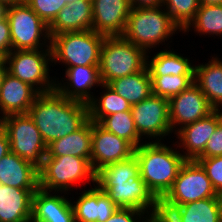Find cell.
<instances>
[{
  "mask_svg": "<svg viewBox=\"0 0 222 222\" xmlns=\"http://www.w3.org/2000/svg\"><path fill=\"white\" fill-rule=\"evenodd\" d=\"M28 115L46 145L80 129L89 120L87 103L72 100L56 90L39 93Z\"/></svg>",
  "mask_w": 222,
  "mask_h": 222,
  "instance_id": "1",
  "label": "cell"
},
{
  "mask_svg": "<svg viewBox=\"0 0 222 222\" xmlns=\"http://www.w3.org/2000/svg\"><path fill=\"white\" fill-rule=\"evenodd\" d=\"M176 150L161 142L145 141L134 151L140 166V176L159 201L172 188L186 161L182 153Z\"/></svg>",
  "mask_w": 222,
  "mask_h": 222,
  "instance_id": "2",
  "label": "cell"
},
{
  "mask_svg": "<svg viewBox=\"0 0 222 222\" xmlns=\"http://www.w3.org/2000/svg\"><path fill=\"white\" fill-rule=\"evenodd\" d=\"M161 6L131 8L123 34L124 39L144 49L156 48L181 31L168 12ZM160 43V44H159Z\"/></svg>",
  "mask_w": 222,
  "mask_h": 222,
  "instance_id": "3",
  "label": "cell"
},
{
  "mask_svg": "<svg viewBox=\"0 0 222 222\" xmlns=\"http://www.w3.org/2000/svg\"><path fill=\"white\" fill-rule=\"evenodd\" d=\"M147 52L122 36H105L100 52L99 70L103 84L142 71Z\"/></svg>",
  "mask_w": 222,
  "mask_h": 222,
  "instance_id": "4",
  "label": "cell"
},
{
  "mask_svg": "<svg viewBox=\"0 0 222 222\" xmlns=\"http://www.w3.org/2000/svg\"><path fill=\"white\" fill-rule=\"evenodd\" d=\"M84 180L96 183V172L91 160L87 158L72 155L45 156L39 168V188L54 191L53 194H67L74 184L78 185Z\"/></svg>",
  "mask_w": 222,
  "mask_h": 222,
  "instance_id": "5",
  "label": "cell"
},
{
  "mask_svg": "<svg viewBox=\"0 0 222 222\" xmlns=\"http://www.w3.org/2000/svg\"><path fill=\"white\" fill-rule=\"evenodd\" d=\"M104 35L94 30L66 32L50 36L52 63L62 62L65 68L99 66Z\"/></svg>",
  "mask_w": 222,
  "mask_h": 222,
  "instance_id": "6",
  "label": "cell"
},
{
  "mask_svg": "<svg viewBox=\"0 0 222 222\" xmlns=\"http://www.w3.org/2000/svg\"><path fill=\"white\" fill-rule=\"evenodd\" d=\"M4 59L6 71L29 84L38 93L55 90L56 79L50 77L48 66L52 62L51 48L12 50Z\"/></svg>",
  "mask_w": 222,
  "mask_h": 222,
  "instance_id": "7",
  "label": "cell"
},
{
  "mask_svg": "<svg viewBox=\"0 0 222 222\" xmlns=\"http://www.w3.org/2000/svg\"><path fill=\"white\" fill-rule=\"evenodd\" d=\"M6 17L10 25L11 51L50 48L48 25L25 1L7 7Z\"/></svg>",
  "mask_w": 222,
  "mask_h": 222,
  "instance_id": "8",
  "label": "cell"
},
{
  "mask_svg": "<svg viewBox=\"0 0 222 222\" xmlns=\"http://www.w3.org/2000/svg\"><path fill=\"white\" fill-rule=\"evenodd\" d=\"M210 197L222 196L214 190L203 167L196 160H186L172 188L160 200V208H174Z\"/></svg>",
  "mask_w": 222,
  "mask_h": 222,
  "instance_id": "9",
  "label": "cell"
},
{
  "mask_svg": "<svg viewBox=\"0 0 222 222\" xmlns=\"http://www.w3.org/2000/svg\"><path fill=\"white\" fill-rule=\"evenodd\" d=\"M2 127L9 138L10 152L40 168L47 153V145L28 113L5 116Z\"/></svg>",
  "mask_w": 222,
  "mask_h": 222,
  "instance_id": "10",
  "label": "cell"
},
{
  "mask_svg": "<svg viewBox=\"0 0 222 222\" xmlns=\"http://www.w3.org/2000/svg\"><path fill=\"white\" fill-rule=\"evenodd\" d=\"M96 185L118 208L141 210L158 222L160 201L147 188L141 176L130 177L122 182H96Z\"/></svg>",
  "mask_w": 222,
  "mask_h": 222,
  "instance_id": "11",
  "label": "cell"
},
{
  "mask_svg": "<svg viewBox=\"0 0 222 222\" xmlns=\"http://www.w3.org/2000/svg\"><path fill=\"white\" fill-rule=\"evenodd\" d=\"M131 112L140 137H151L152 140L156 138L155 142H161L164 136L172 134L169 99L151 94L138 104L132 105Z\"/></svg>",
  "mask_w": 222,
  "mask_h": 222,
  "instance_id": "12",
  "label": "cell"
},
{
  "mask_svg": "<svg viewBox=\"0 0 222 222\" xmlns=\"http://www.w3.org/2000/svg\"><path fill=\"white\" fill-rule=\"evenodd\" d=\"M214 109L210 106L207 97L194 83L188 89L169 99V120L172 132L207 117ZM176 125V126H175ZM179 126V127H177ZM177 127V128H176Z\"/></svg>",
  "mask_w": 222,
  "mask_h": 222,
  "instance_id": "13",
  "label": "cell"
},
{
  "mask_svg": "<svg viewBox=\"0 0 222 222\" xmlns=\"http://www.w3.org/2000/svg\"><path fill=\"white\" fill-rule=\"evenodd\" d=\"M135 148L126 140L92 122L91 165L95 172L102 167L130 158Z\"/></svg>",
  "mask_w": 222,
  "mask_h": 222,
  "instance_id": "14",
  "label": "cell"
},
{
  "mask_svg": "<svg viewBox=\"0 0 222 222\" xmlns=\"http://www.w3.org/2000/svg\"><path fill=\"white\" fill-rule=\"evenodd\" d=\"M93 30L104 36H121L131 5L129 0H92Z\"/></svg>",
  "mask_w": 222,
  "mask_h": 222,
  "instance_id": "15",
  "label": "cell"
},
{
  "mask_svg": "<svg viewBox=\"0 0 222 222\" xmlns=\"http://www.w3.org/2000/svg\"><path fill=\"white\" fill-rule=\"evenodd\" d=\"M66 82L56 81L55 90L64 97L89 103L94 96L90 90L102 86L99 66H73L65 70ZM60 82V83H59ZM67 83V84H66ZM67 85V86H66Z\"/></svg>",
  "mask_w": 222,
  "mask_h": 222,
  "instance_id": "16",
  "label": "cell"
},
{
  "mask_svg": "<svg viewBox=\"0 0 222 222\" xmlns=\"http://www.w3.org/2000/svg\"><path fill=\"white\" fill-rule=\"evenodd\" d=\"M222 121V112L214 110L207 117L199 119L177 130L180 140L177 147L185 149L183 157L186 160H195L203 151L217 125Z\"/></svg>",
  "mask_w": 222,
  "mask_h": 222,
  "instance_id": "17",
  "label": "cell"
},
{
  "mask_svg": "<svg viewBox=\"0 0 222 222\" xmlns=\"http://www.w3.org/2000/svg\"><path fill=\"white\" fill-rule=\"evenodd\" d=\"M222 197H210L174 208H160L158 222H220Z\"/></svg>",
  "mask_w": 222,
  "mask_h": 222,
  "instance_id": "18",
  "label": "cell"
},
{
  "mask_svg": "<svg viewBox=\"0 0 222 222\" xmlns=\"http://www.w3.org/2000/svg\"><path fill=\"white\" fill-rule=\"evenodd\" d=\"M38 94L29 84L6 71L0 85V114L4 118L8 115L28 113Z\"/></svg>",
  "mask_w": 222,
  "mask_h": 222,
  "instance_id": "19",
  "label": "cell"
},
{
  "mask_svg": "<svg viewBox=\"0 0 222 222\" xmlns=\"http://www.w3.org/2000/svg\"><path fill=\"white\" fill-rule=\"evenodd\" d=\"M31 222H75L71 200L38 188L32 197Z\"/></svg>",
  "mask_w": 222,
  "mask_h": 222,
  "instance_id": "20",
  "label": "cell"
},
{
  "mask_svg": "<svg viewBox=\"0 0 222 222\" xmlns=\"http://www.w3.org/2000/svg\"><path fill=\"white\" fill-rule=\"evenodd\" d=\"M49 35L93 30L92 0H76L64 6L48 25Z\"/></svg>",
  "mask_w": 222,
  "mask_h": 222,
  "instance_id": "21",
  "label": "cell"
},
{
  "mask_svg": "<svg viewBox=\"0 0 222 222\" xmlns=\"http://www.w3.org/2000/svg\"><path fill=\"white\" fill-rule=\"evenodd\" d=\"M82 193L77 201L71 202L75 222H105L118 209L97 185Z\"/></svg>",
  "mask_w": 222,
  "mask_h": 222,
  "instance_id": "22",
  "label": "cell"
},
{
  "mask_svg": "<svg viewBox=\"0 0 222 222\" xmlns=\"http://www.w3.org/2000/svg\"><path fill=\"white\" fill-rule=\"evenodd\" d=\"M36 190L0 184V222H31L32 197Z\"/></svg>",
  "mask_w": 222,
  "mask_h": 222,
  "instance_id": "23",
  "label": "cell"
},
{
  "mask_svg": "<svg viewBox=\"0 0 222 222\" xmlns=\"http://www.w3.org/2000/svg\"><path fill=\"white\" fill-rule=\"evenodd\" d=\"M0 184L19 189H38L39 168L9 152L0 160Z\"/></svg>",
  "mask_w": 222,
  "mask_h": 222,
  "instance_id": "24",
  "label": "cell"
},
{
  "mask_svg": "<svg viewBox=\"0 0 222 222\" xmlns=\"http://www.w3.org/2000/svg\"><path fill=\"white\" fill-rule=\"evenodd\" d=\"M92 121L89 119L80 129L47 145L46 156L72 155L91 160Z\"/></svg>",
  "mask_w": 222,
  "mask_h": 222,
  "instance_id": "25",
  "label": "cell"
},
{
  "mask_svg": "<svg viewBox=\"0 0 222 222\" xmlns=\"http://www.w3.org/2000/svg\"><path fill=\"white\" fill-rule=\"evenodd\" d=\"M194 82L207 97L210 106L214 110H220L222 107V61L220 58L212 57L207 64L195 66Z\"/></svg>",
  "mask_w": 222,
  "mask_h": 222,
  "instance_id": "26",
  "label": "cell"
},
{
  "mask_svg": "<svg viewBox=\"0 0 222 222\" xmlns=\"http://www.w3.org/2000/svg\"><path fill=\"white\" fill-rule=\"evenodd\" d=\"M130 105H135L152 94L151 76L147 66L135 74L120 77L107 84Z\"/></svg>",
  "mask_w": 222,
  "mask_h": 222,
  "instance_id": "27",
  "label": "cell"
},
{
  "mask_svg": "<svg viewBox=\"0 0 222 222\" xmlns=\"http://www.w3.org/2000/svg\"><path fill=\"white\" fill-rule=\"evenodd\" d=\"M165 50L156 53L151 60L148 59L149 55L147 56V68L150 76L194 75L195 66L188 58L174 51Z\"/></svg>",
  "mask_w": 222,
  "mask_h": 222,
  "instance_id": "28",
  "label": "cell"
},
{
  "mask_svg": "<svg viewBox=\"0 0 222 222\" xmlns=\"http://www.w3.org/2000/svg\"><path fill=\"white\" fill-rule=\"evenodd\" d=\"M106 92L97 99L93 98L89 103V119L99 123L105 116L123 111H130L131 105L123 97L117 94L107 84H102Z\"/></svg>",
  "mask_w": 222,
  "mask_h": 222,
  "instance_id": "29",
  "label": "cell"
},
{
  "mask_svg": "<svg viewBox=\"0 0 222 222\" xmlns=\"http://www.w3.org/2000/svg\"><path fill=\"white\" fill-rule=\"evenodd\" d=\"M191 27L199 35L222 36V4L200 5L194 19L182 32H189Z\"/></svg>",
  "mask_w": 222,
  "mask_h": 222,
  "instance_id": "30",
  "label": "cell"
},
{
  "mask_svg": "<svg viewBox=\"0 0 222 222\" xmlns=\"http://www.w3.org/2000/svg\"><path fill=\"white\" fill-rule=\"evenodd\" d=\"M98 124L106 131L128 141L135 149L142 144L131 110L105 116Z\"/></svg>",
  "mask_w": 222,
  "mask_h": 222,
  "instance_id": "31",
  "label": "cell"
},
{
  "mask_svg": "<svg viewBox=\"0 0 222 222\" xmlns=\"http://www.w3.org/2000/svg\"><path fill=\"white\" fill-rule=\"evenodd\" d=\"M130 177H140V166L135 154L128 159L106 165L96 172V182H122Z\"/></svg>",
  "mask_w": 222,
  "mask_h": 222,
  "instance_id": "32",
  "label": "cell"
},
{
  "mask_svg": "<svg viewBox=\"0 0 222 222\" xmlns=\"http://www.w3.org/2000/svg\"><path fill=\"white\" fill-rule=\"evenodd\" d=\"M194 83V75L151 76L152 94L167 99L180 94Z\"/></svg>",
  "mask_w": 222,
  "mask_h": 222,
  "instance_id": "33",
  "label": "cell"
},
{
  "mask_svg": "<svg viewBox=\"0 0 222 222\" xmlns=\"http://www.w3.org/2000/svg\"><path fill=\"white\" fill-rule=\"evenodd\" d=\"M163 7L183 31L194 19L199 9L198 0H163Z\"/></svg>",
  "mask_w": 222,
  "mask_h": 222,
  "instance_id": "34",
  "label": "cell"
},
{
  "mask_svg": "<svg viewBox=\"0 0 222 222\" xmlns=\"http://www.w3.org/2000/svg\"><path fill=\"white\" fill-rule=\"evenodd\" d=\"M25 2L47 25L67 5L66 0H25Z\"/></svg>",
  "mask_w": 222,
  "mask_h": 222,
  "instance_id": "35",
  "label": "cell"
},
{
  "mask_svg": "<svg viewBox=\"0 0 222 222\" xmlns=\"http://www.w3.org/2000/svg\"><path fill=\"white\" fill-rule=\"evenodd\" d=\"M195 160L205 170L216 193L222 196V156L196 158Z\"/></svg>",
  "mask_w": 222,
  "mask_h": 222,
  "instance_id": "36",
  "label": "cell"
},
{
  "mask_svg": "<svg viewBox=\"0 0 222 222\" xmlns=\"http://www.w3.org/2000/svg\"><path fill=\"white\" fill-rule=\"evenodd\" d=\"M146 212L137 209L118 208L105 222H155ZM144 215L146 217H144ZM148 216V217H147Z\"/></svg>",
  "mask_w": 222,
  "mask_h": 222,
  "instance_id": "37",
  "label": "cell"
},
{
  "mask_svg": "<svg viewBox=\"0 0 222 222\" xmlns=\"http://www.w3.org/2000/svg\"><path fill=\"white\" fill-rule=\"evenodd\" d=\"M222 156V121L217 125L216 130L204 148V151L197 158H209Z\"/></svg>",
  "mask_w": 222,
  "mask_h": 222,
  "instance_id": "38",
  "label": "cell"
},
{
  "mask_svg": "<svg viewBox=\"0 0 222 222\" xmlns=\"http://www.w3.org/2000/svg\"><path fill=\"white\" fill-rule=\"evenodd\" d=\"M11 52L10 25L7 17L0 19V58H5Z\"/></svg>",
  "mask_w": 222,
  "mask_h": 222,
  "instance_id": "39",
  "label": "cell"
},
{
  "mask_svg": "<svg viewBox=\"0 0 222 222\" xmlns=\"http://www.w3.org/2000/svg\"><path fill=\"white\" fill-rule=\"evenodd\" d=\"M10 152V142L7 132L0 128V160Z\"/></svg>",
  "mask_w": 222,
  "mask_h": 222,
  "instance_id": "40",
  "label": "cell"
},
{
  "mask_svg": "<svg viewBox=\"0 0 222 222\" xmlns=\"http://www.w3.org/2000/svg\"><path fill=\"white\" fill-rule=\"evenodd\" d=\"M131 8L158 7L163 4V0H129Z\"/></svg>",
  "mask_w": 222,
  "mask_h": 222,
  "instance_id": "41",
  "label": "cell"
},
{
  "mask_svg": "<svg viewBox=\"0 0 222 222\" xmlns=\"http://www.w3.org/2000/svg\"><path fill=\"white\" fill-rule=\"evenodd\" d=\"M6 72V63L4 58H0V85L4 76V73Z\"/></svg>",
  "mask_w": 222,
  "mask_h": 222,
  "instance_id": "42",
  "label": "cell"
},
{
  "mask_svg": "<svg viewBox=\"0 0 222 222\" xmlns=\"http://www.w3.org/2000/svg\"><path fill=\"white\" fill-rule=\"evenodd\" d=\"M25 0H0L1 4H4L6 7L21 3Z\"/></svg>",
  "mask_w": 222,
  "mask_h": 222,
  "instance_id": "43",
  "label": "cell"
},
{
  "mask_svg": "<svg viewBox=\"0 0 222 222\" xmlns=\"http://www.w3.org/2000/svg\"><path fill=\"white\" fill-rule=\"evenodd\" d=\"M200 5L222 4V0H198Z\"/></svg>",
  "mask_w": 222,
  "mask_h": 222,
  "instance_id": "44",
  "label": "cell"
},
{
  "mask_svg": "<svg viewBox=\"0 0 222 222\" xmlns=\"http://www.w3.org/2000/svg\"><path fill=\"white\" fill-rule=\"evenodd\" d=\"M7 7L0 3V19L6 16Z\"/></svg>",
  "mask_w": 222,
  "mask_h": 222,
  "instance_id": "45",
  "label": "cell"
},
{
  "mask_svg": "<svg viewBox=\"0 0 222 222\" xmlns=\"http://www.w3.org/2000/svg\"><path fill=\"white\" fill-rule=\"evenodd\" d=\"M2 126H3V117H2V115L0 116V128H2Z\"/></svg>",
  "mask_w": 222,
  "mask_h": 222,
  "instance_id": "46",
  "label": "cell"
},
{
  "mask_svg": "<svg viewBox=\"0 0 222 222\" xmlns=\"http://www.w3.org/2000/svg\"><path fill=\"white\" fill-rule=\"evenodd\" d=\"M66 1H67V4H70V3L75 2L76 0H66Z\"/></svg>",
  "mask_w": 222,
  "mask_h": 222,
  "instance_id": "47",
  "label": "cell"
},
{
  "mask_svg": "<svg viewBox=\"0 0 222 222\" xmlns=\"http://www.w3.org/2000/svg\"><path fill=\"white\" fill-rule=\"evenodd\" d=\"M220 222H222V208H221V213H220Z\"/></svg>",
  "mask_w": 222,
  "mask_h": 222,
  "instance_id": "48",
  "label": "cell"
}]
</instances>
